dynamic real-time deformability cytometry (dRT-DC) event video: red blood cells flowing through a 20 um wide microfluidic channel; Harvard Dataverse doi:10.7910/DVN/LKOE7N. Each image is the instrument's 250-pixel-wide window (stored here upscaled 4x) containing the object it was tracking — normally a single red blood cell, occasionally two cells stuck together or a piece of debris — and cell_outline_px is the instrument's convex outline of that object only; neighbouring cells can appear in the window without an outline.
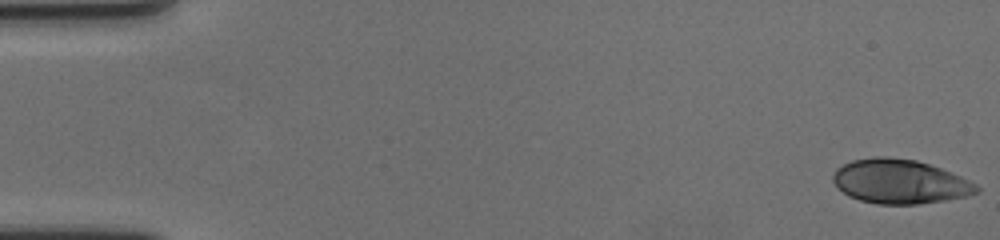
{"species": "human", "species_latin": "Homo sapiens", "temperature_condition": "cold", "stored_images_in_passage": 58, "camera_frame_rate_fps": 3000, "um_per_image_px": 0.085, "donor": {"sex": "female"}, "frame": {"image": 1, "passage_image": 1, "time_ms": 0.0, "image_size_px": [1000, 240], "cell_outline_px": [[980, 192], [968, 196], [920, 204], [876, 204], [860, 200], [848, 196], [832, 180], [832, 176], [836, 168], [852, 160], [872, 156], [888, 156], [916, 160], [940, 168], [960, 176], [976, 184], [980, 188]], "centroid_in_image_um": [76.48, 15.43], "position_along_channel_um": 8.5, "area_um2": 37.05}}
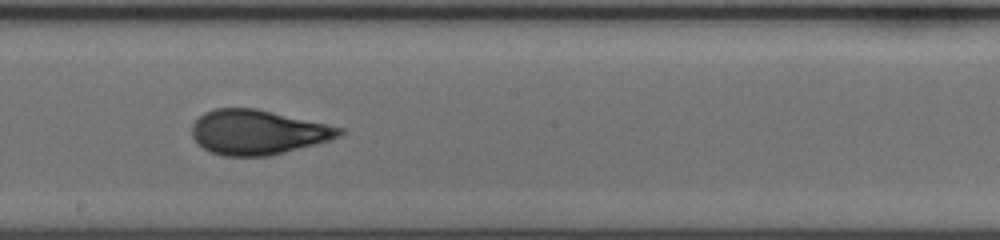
{"frame": {"image": 2, "passage_image": 33, "time_ms": 10.667, "image_size_px": [1000, 240], "cell_outline_px": [[344, 132], [340, 136], [316, 144], [268, 156], [224, 156], [212, 152], [204, 148], [192, 136], [192, 124], [204, 112], [212, 108], [256, 108], [344, 128]], "centroid_in_image_um": [21.9, 11.23], "position_along_channel_um": 226.3, "area_um2": 38.15}}
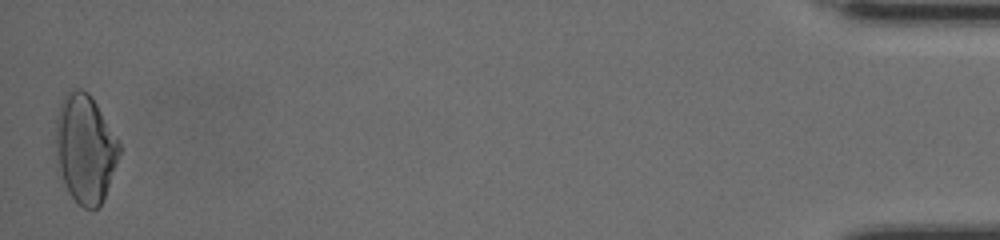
{"frame": {"image": 3, "passage_image": 58, "time_ms": 19.0, "image_size_px": [1000, 240], "cell_outline_px": [[120, 156], [104, 196], [100, 204], [96, 208], [84, 208], [68, 192], [56, 168], [56, 120], [60, 104], [64, 96], [68, 92], [76, 88], [80, 88], [88, 92], [92, 96], [120, 140]], "centroid_in_image_um": [7.24, 12.6], "position_along_channel_um": 428.0, "area_um2": 40.46}, "authors_computed_cell_mechanics": {"area_um2": 37.3388, "velocity_mm_per_s": 3.5351, "shape_relaxation_time_tau1_ms": 5.9339, "shape_relaxation_time_tau2_ms": 0.899, "deformation_change_tau1": 0.185, "deformation_change_tau2": 0.0683}}